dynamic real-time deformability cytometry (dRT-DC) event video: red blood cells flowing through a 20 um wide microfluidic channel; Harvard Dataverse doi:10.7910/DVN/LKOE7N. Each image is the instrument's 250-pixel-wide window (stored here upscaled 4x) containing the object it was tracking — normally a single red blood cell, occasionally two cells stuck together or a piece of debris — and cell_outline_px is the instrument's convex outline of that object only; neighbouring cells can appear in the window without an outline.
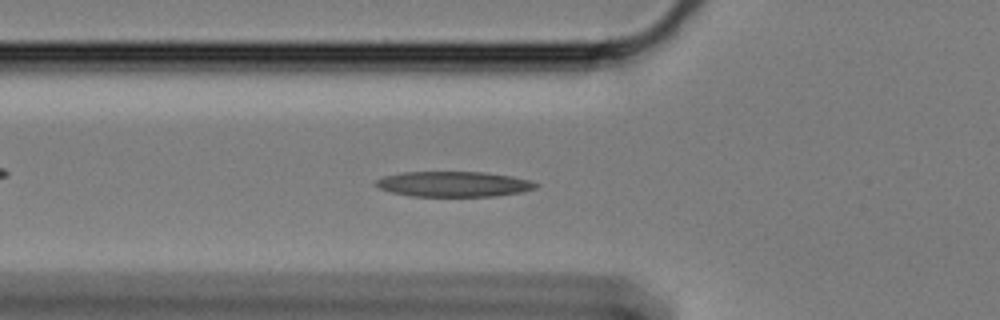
{"species": "Egyptian fruit bat (a non-hibernating species)", "species_latin": "Rousettus aegyptiacus", "temperature_condition": "cold", "stored_images_in_passage": 53, "camera_frame_rate_fps": 3000, "um_per_image_px": 0.085, "animal": {"sex": "female"}, "frame": {"image": 1, "passage_image": 20, "time_ms": 6.333, "image_size_px": [1000, 320], "cell_outline_px": [[540, 184], [536, 188], [520, 192], [496, 196], [412, 196], [392, 192], [380, 188], [372, 184], [380, 176], [404, 172], [484, 172], [512, 176], [528, 180]], "centroid_in_image_um": [38.53, 15.64], "position_along_channel_um": 87.3, "area_um2": 23.64}}
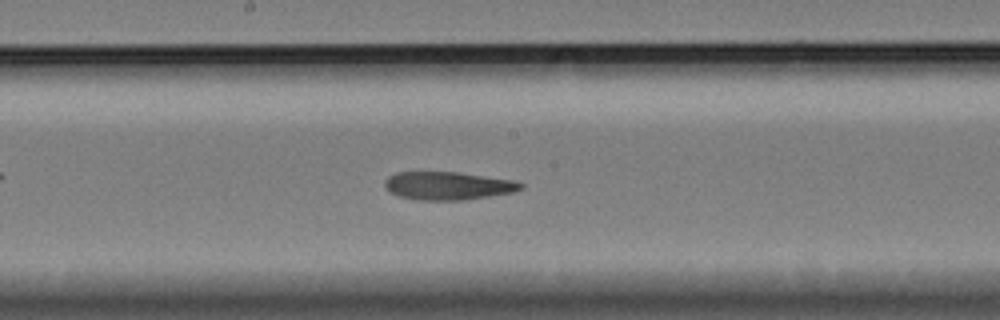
{"frame": {"image": 2, "passage_image": 31, "time_ms": 10.0, "image_size_px": [1000, 320], "cell_outline_px": [[524, 188], [512, 192], [468, 200], [416, 200], [400, 196], [392, 192], [384, 184], [384, 180], [388, 176], [396, 172], [456, 172], [516, 180], [524, 184]], "centroid_in_image_um": [38.11, 15.79], "position_along_channel_um": 210.1, "area_um2": 22.31}}
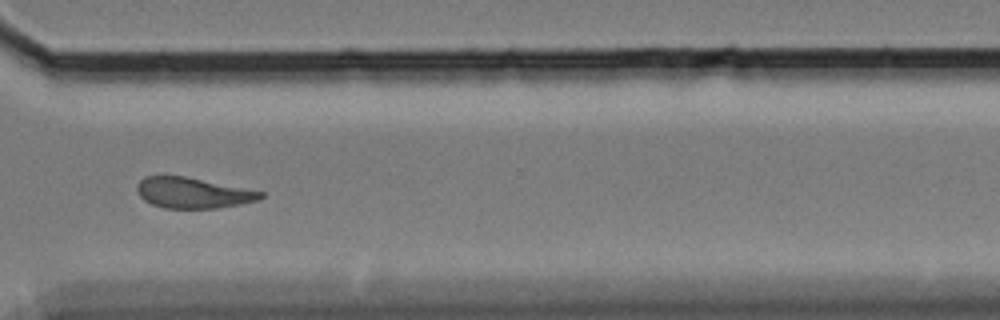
{"frame": {"image": 3, "passage_image": 44, "time_ms": 14.333, "image_size_px": [1000, 320], "cell_outline_px": [[264, 196], [256, 200], [240, 204], [216, 208], [164, 208], [152, 204], [144, 200], [140, 196], [136, 188], [136, 184], [144, 176], [184, 176], [264, 192]], "centroid_in_image_um": [16.35, 16.39], "position_along_channel_um": 354.2, "area_um2": 21.85}, "authors_computed_cell_mechanics": {"area_um2": 23.3512, "velocity_mm_per_s": 3.3328, "shape_relaxation_time_tau1_ms": 9.4186, "shape_relaxation_time_tau2_ms": 5.1553, "deformation_change_tau1": 0.2238, "deformation_change_tau2": 0.145}}